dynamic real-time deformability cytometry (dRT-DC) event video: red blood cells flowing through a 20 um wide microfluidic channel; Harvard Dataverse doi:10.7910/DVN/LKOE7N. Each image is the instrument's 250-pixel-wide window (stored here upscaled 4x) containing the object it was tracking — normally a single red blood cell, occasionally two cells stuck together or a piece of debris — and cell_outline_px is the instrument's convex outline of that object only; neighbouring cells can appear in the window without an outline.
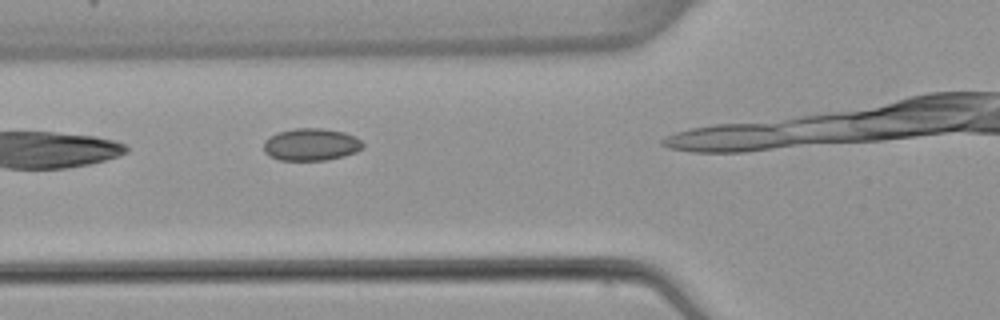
{"species": "common noctule bat (a hibernating species)", "species_latin": "Nyctalus noctula", "temperature_condition": "warm", "stored_images_in_passage": 5, "camera_frame_rate_fps": 3000, "um_per_image_px": 0.085, "animal": {"sex": "female", "body_mass_g": 22.7, "forearm_length_mm": 54.2}, "frame": {"image": 1, "passage_image": 2, "time_ms": 1.333, "image_size_px": [1000, 320], "cell_outline_px": [[364, 148], [356, 152], [344, 156], [328, 160], [280, 160], [268, 156], [264, 152], [264, 140], [276, 132], [292, 128], [320, 128], [344, 132], [360, 140], [364, 144]], "centroid_in_image_um": [26.42, 12.28], "position_along_channel_um": 99.4, "area_um2": 18.84}}